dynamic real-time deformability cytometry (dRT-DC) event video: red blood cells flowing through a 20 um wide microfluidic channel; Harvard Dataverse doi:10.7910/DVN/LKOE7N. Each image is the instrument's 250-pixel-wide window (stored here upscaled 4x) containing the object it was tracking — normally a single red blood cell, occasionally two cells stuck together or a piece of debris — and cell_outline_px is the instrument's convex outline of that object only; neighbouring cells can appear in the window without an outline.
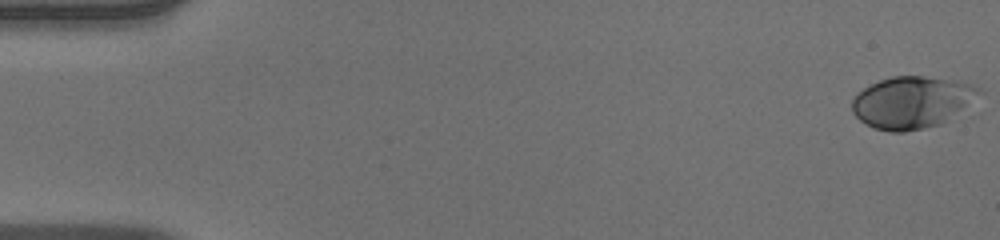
{"species": "human", "species_latin": "Homo sapiens", "temperature_condition": "warm", "stored_images_in_passage": 53, "camera_frame_rate_fps": 3000, "um_per_image_px": 0.085, "donor": {"sex": "male"}, "frame": {"image": 1, "passage_image": 1, "time_ms": 0.0, "image_size_px": [1000, 240], "cell_outline_px": [[984, 92], [940, 124], [924, 128], [904, 132], [888, 132], [876, 128], [860, 120], [852, 112], [852, 100], [864, 88], [880, 80], [892, 76], [924, 76], [956, 80], [972, 84], [984, 88]], "centroid_in_image_um": [77.53, 8.68], "position_along_channel_um": 7.5, "area_um2": 38.09}}
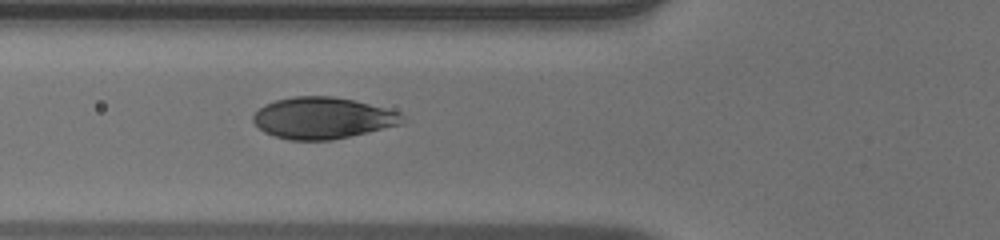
{"frame": {"image": 2, "passage_image": 20, "time_ms": 6.333, "image_size_px": [1000, 240], "cell_outline_px": [[408, 120], [400, 124], [332, 140], [288, 140], [264, 132], [252, 120], [252, 116], [264, 104], [276, 100], [292, 96], [332, 96], [356, 100], [400, 112]], "centroid_in_image_um": [27.43, 10.02], "position_along_channel_um": 98.4, "area_um2": 36.07}}
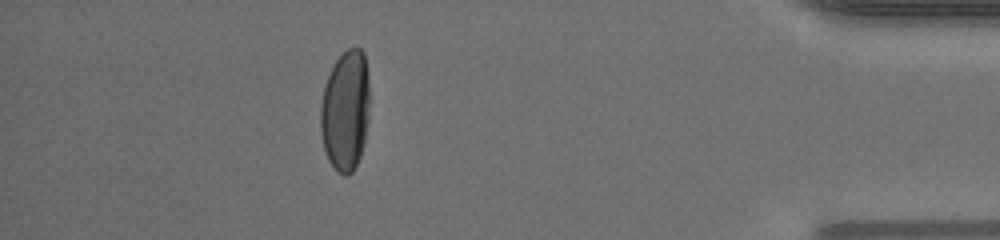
{"frame": {"image": 3, "passage_image": 47, "time_ms": 15.333, "image_size_px": [1000, 240], "cell_outline_px": [[368, 120], [364, 144], [360, 156], [352, 172], [348, 176], [344, 176], [336, 172], [328, 160], [324, 148], [320, 132], [320, 104], [324, 88], [328, 76], [336, 60], [348, 48], [356, 44], [364, 52], [368, 76]], "centroid_in_image_um": [29.35, 9.41], "position_along_channel_um": 405.8, "area_um2": 34.85}, "authors_computed_cell_mechanics": {"area_um2": 37.2232, "velocity_mm_per_s": 3.9354, "shape_relaxation_time_tau1_ms": 4.9478, "shape_relaxation_time_tau2_ms": null, "deformation_change_tau1": 0.2166, "deformation_change_tau2": null}}